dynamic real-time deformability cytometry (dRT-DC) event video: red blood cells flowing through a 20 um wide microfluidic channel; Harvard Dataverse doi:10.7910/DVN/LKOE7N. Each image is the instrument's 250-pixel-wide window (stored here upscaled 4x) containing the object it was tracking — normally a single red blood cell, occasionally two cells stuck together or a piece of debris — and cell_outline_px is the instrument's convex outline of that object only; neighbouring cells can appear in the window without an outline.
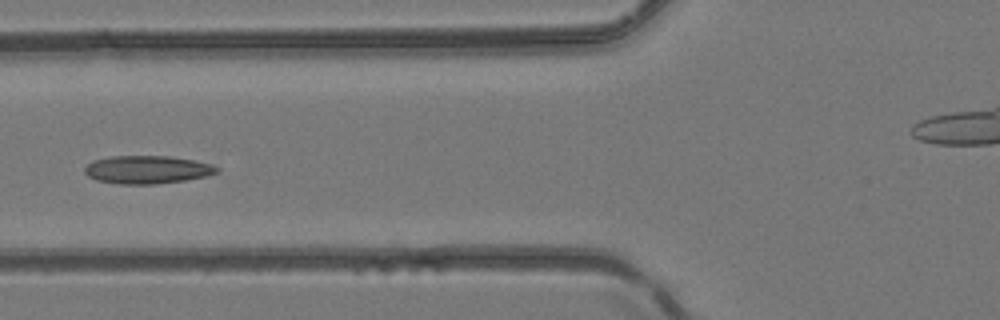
{"species": "common noctule bat (a hibernating species)", "species_latin": "Nyctalus noctula", "temperature_condition": "room temperature", "stored_images_in_passage": 5, "camera_frame_rate_fps": 3000, "um_per_image_px": 0.085, "animal": {"sex": "female", "body_mass_g": 24.6, "forearm_length_mm": 56.2}, "frame": {"image": 1, "passage_image": 5, "time_ms": 1.333, "image_size_px": [1000, 320], "cell_outline_px": [[220, 172], [208, 176], [184, 180], [156, 184], [116, 184], [96, 180], [88, 176], [84, 172], [84, 168], [92, 160], [112, 156], [168, 156], [196, 160], [212, 164], [220, 168]], "centroid_in_image_um": [12.54, 14.42], "position_along_channel_um": 113.3, "area_um2": 21.85}}